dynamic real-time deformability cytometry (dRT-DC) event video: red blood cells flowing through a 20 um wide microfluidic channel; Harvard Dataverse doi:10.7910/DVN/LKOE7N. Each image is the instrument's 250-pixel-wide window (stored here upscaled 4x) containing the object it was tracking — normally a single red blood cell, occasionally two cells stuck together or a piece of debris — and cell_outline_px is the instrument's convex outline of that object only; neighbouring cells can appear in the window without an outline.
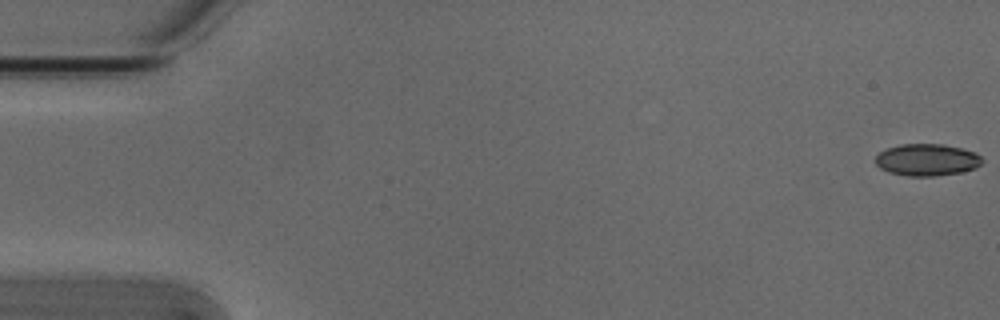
{"species": "Egyptian fruit bat (a non-hibernating species)", "species_latin": "Rousettus aegyptiacus", "temperature_condition": "cold", "stored_images_in_passage": 51, "camera_frame_rate_fps": 3000, "um_per_image_px": 0.085, "animal": {"sex": "male"}, "frame": {"image": 1, "passage_image": 1, "time_ms": 0.0, "image_size_px": [1000, 320], "cell_outline_px": [[984, 160], [976, 168], [960, 172], [936, 176], [908, 176], [888, 172], [880, 168], [876, 164], [876, 156], [880, 152], [888, 148], [900, 144], [944, 144], [976, 152]], "centroid_in_image_um": [78.8, 13.59], "position_along_channel_um": 6.2, "area_um2": 19.88}}
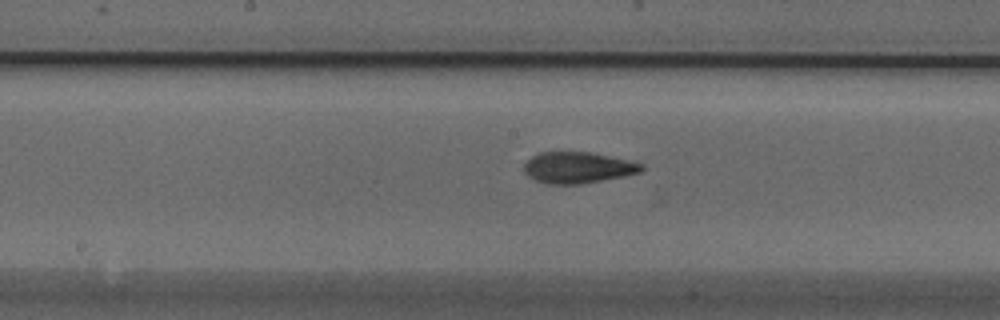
{"frame": {"image": 2, "passage_image": 28, "time_ms": 9.0, "image_size_px": [1000, 320], "cell_outline_px": [[644, 168], [640, 172], [624, 176], [580, 184], [548, 184], [536, 180], [528, 176], [524, 172], [524, 164], [532, 156], [540, 152], [592, 152], [644, 164]], "centroid_in_image_um": [49.11, 14.24], "position_along_channel_um": 199.1, "area_um2": 21.27}}
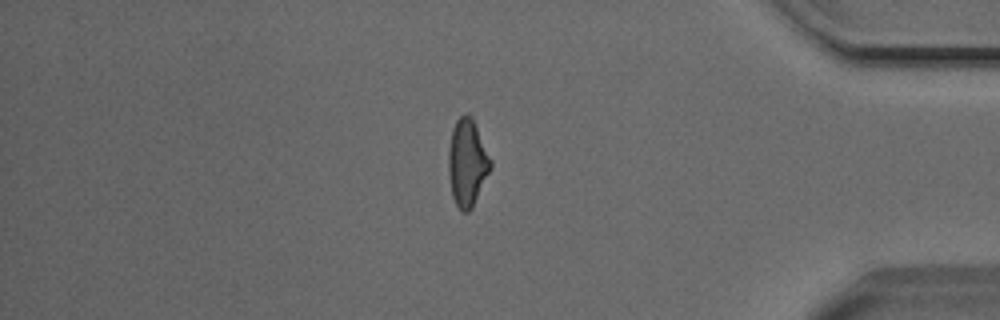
{"frame": {"image": 3, "passage_image": 46, "time_ms": 15.0, "image_size_px": [1000, 320], "cell_outline_px": [[492, 168], [472, 208], [468, 212], [460, 212], [452, 196], [448, 172], [448, 152], [452, 128], [456, 120], [460, 116], [468, 112], [472, 116], [492, 160]], "centroid_in_image_um": [39.72, 13.82], "position_along_channel_um": 395.5, "area_um2": 21.73}}